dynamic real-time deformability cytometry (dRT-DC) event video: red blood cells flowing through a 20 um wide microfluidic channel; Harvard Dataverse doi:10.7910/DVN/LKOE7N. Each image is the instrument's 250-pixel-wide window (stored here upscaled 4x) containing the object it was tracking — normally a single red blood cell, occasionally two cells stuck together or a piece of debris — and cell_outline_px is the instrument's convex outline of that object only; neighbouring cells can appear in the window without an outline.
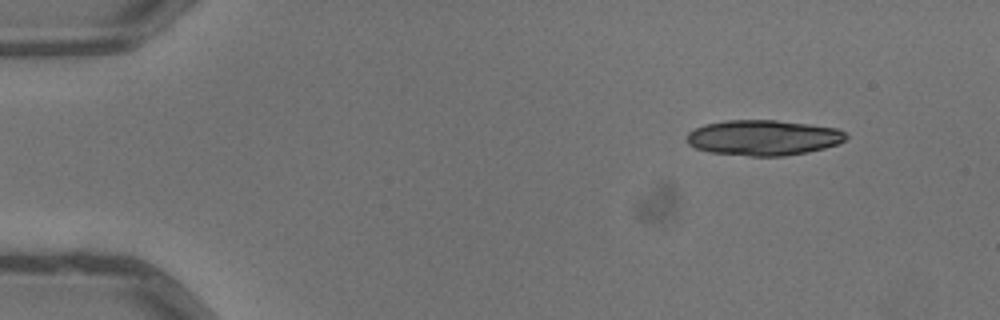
{"species": "common noctule bat (a hibernating species)", "species_latin": "Nyctalus noctula", "temperature_condition": "warm", "stored_images_in_passage": 4, "camera_frame_rate_fps": 3000, "um_per_image_px": 0.085, "animal": {"sex": "male", "body_mass_g": 13.3}, "frame": {"image": 1, "passage_image": 4, "time_ms": 1.0, "image_size_px": [1000, 320], "cell_outline_px": [[848, 136], [844, 140], [836, 144], [824, 148], [808, 152], [784, 156], [748, 156], [708, 152], [696, 148], [688, 144], [684, 140], [684, 136], [688, 132], [704, 124], [724, 120], [776, 120], [808, 124], [836, 128], [844, 132]], "centroid_in_image_um": [64.81, 11.7], "position_along_channel_um": 20.2, "area_um2": 33.06}}